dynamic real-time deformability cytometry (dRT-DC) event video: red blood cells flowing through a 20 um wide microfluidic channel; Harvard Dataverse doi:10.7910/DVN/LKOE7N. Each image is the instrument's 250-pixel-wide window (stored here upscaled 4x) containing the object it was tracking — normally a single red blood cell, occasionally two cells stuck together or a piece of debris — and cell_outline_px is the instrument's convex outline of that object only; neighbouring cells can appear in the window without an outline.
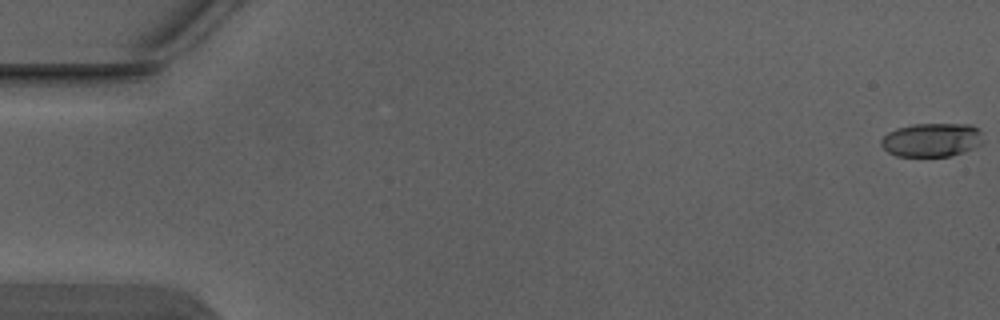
{"species": "Egyptian fruit bat (a non-hibernating species)", "species_latin": "Rousettus aegyptiacus", "temperature_condition": "warm", "stored_images_in_passage": 5, "camera_frame_rate_fps": 3000, "um_per_image_px": 0.085, "animal": {"sex": "male"}, "frame": {"image": 1, "passage_image": 1, "time_ms": 0.0, "image_size_px": [1000, 320], "cell_outline_px": [[984, 140], [980, 144], [972, 148], [948, 156], [896, 156], [888, 152], [880, 144], [880, 140], [888, 132], [896, 128], [912, 124], [972, 124], [980, 132]], "centroid_in_image_um": [79.16, 11.88], "position_along_channel_um": 5.8, "area_um2": 19.94}}
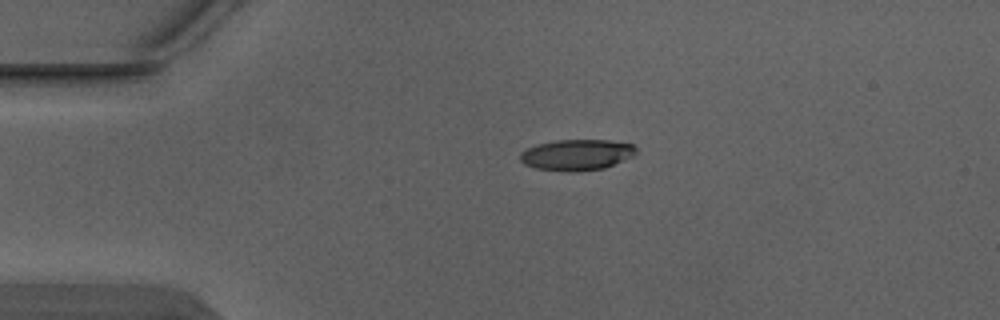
{"frame": {"image": 2, "passage_image": 4, "time_ms": 1.0, "image_size_px": [1000, 320], "cell_outline_px": [[636, 152], [632, 156], [604, 168], [576, 172], [568, 172], [536, 168], [524, 164], [520, 160], [520, 152], [536, 144], [556, 140], [608, 140], [632, 144], [636, 148]], "centroid_in_image_um": [48.99, 13.16], "position_along_channel_um": 36.0, "area_um2": 20.87}}